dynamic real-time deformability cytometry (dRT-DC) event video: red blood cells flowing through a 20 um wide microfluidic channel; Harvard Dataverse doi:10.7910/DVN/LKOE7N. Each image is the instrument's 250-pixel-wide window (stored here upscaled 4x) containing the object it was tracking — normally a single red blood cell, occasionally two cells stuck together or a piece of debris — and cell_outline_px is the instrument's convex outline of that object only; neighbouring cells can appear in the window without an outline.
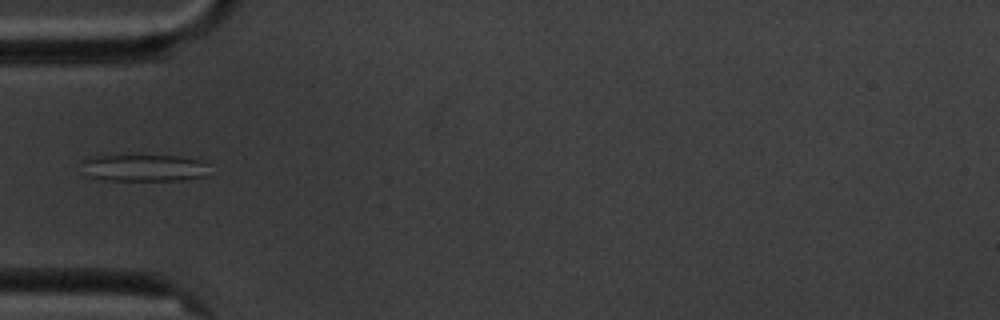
{"species": "common noctule bat (a hibernating species)", "species_latin": "Nyctalus noctula", "temperature_condition": "cold", "stored_images_in_passage": 10, "camera_frame_rate_fps": 3000, "um_per_image_px": 0.085, "animal": {"sex": "male", "body_mass_g": 20.1, "forearm_length_mm": 53.5}, "frame": {"image": 1, "passage_image": 5, "time_ms": 4.333, "image_size_px": [1000, 320], "cell_outline_px": [[208, 164], [204, 176], [184, 180], [104, 180], [92, 176], [80, 160], [100, 156], [176, 156], [200, 160]], "centroid_in_image_um": [12.31, 14.27], "position_along_channel_um": 72.7, "area_um2": 19.42}}
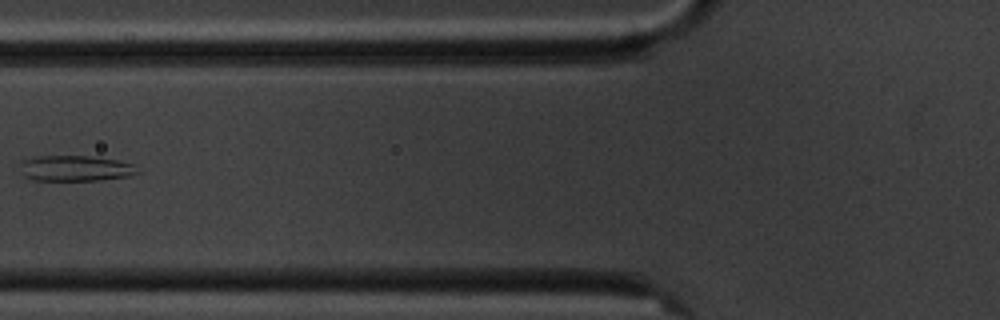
{"frame": {"image": 2, "passage_image": 6, "time_ms": 5.667, "image_size_px": [1000, 320], "cell_outline_px": [[140, 172], [128, 176], [100, 180], [32, 180], [24, 176], [20, 172], [20, 160], [36, 156], [88, 156], [116, 160], [132, 164]], "centroid_in_image_um": [6.33, 14.31], "position_along_channel_um": 119.5, "area_um2": 17.57}}
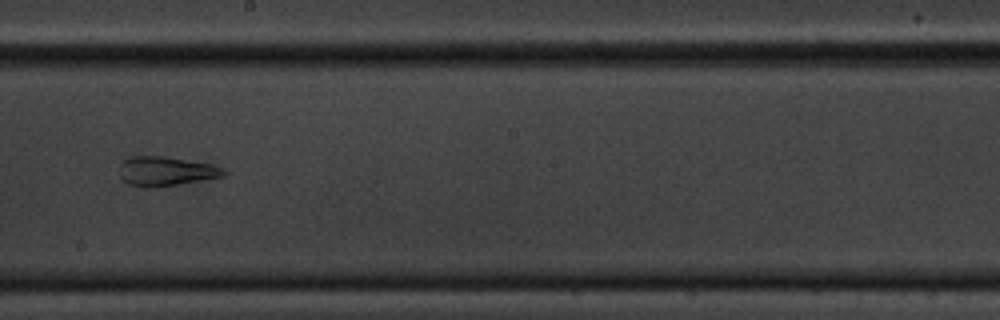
{"frame": {"image": 3, "passage_image": 9, "time_ms": 9.0, "image_size_px": [1000, 320], "cell_outline_px": [[228, 172], [224, 176], [180, 184], [144, 188], [128, 184], [120, 176], [120, 160], [128, 156], [164, 156], [212, 164], [224, 168]], "centroid_in_image_um": [14.08, 14.54], "position_along_channel_um": 234.1, "area_um2": 18.03}}